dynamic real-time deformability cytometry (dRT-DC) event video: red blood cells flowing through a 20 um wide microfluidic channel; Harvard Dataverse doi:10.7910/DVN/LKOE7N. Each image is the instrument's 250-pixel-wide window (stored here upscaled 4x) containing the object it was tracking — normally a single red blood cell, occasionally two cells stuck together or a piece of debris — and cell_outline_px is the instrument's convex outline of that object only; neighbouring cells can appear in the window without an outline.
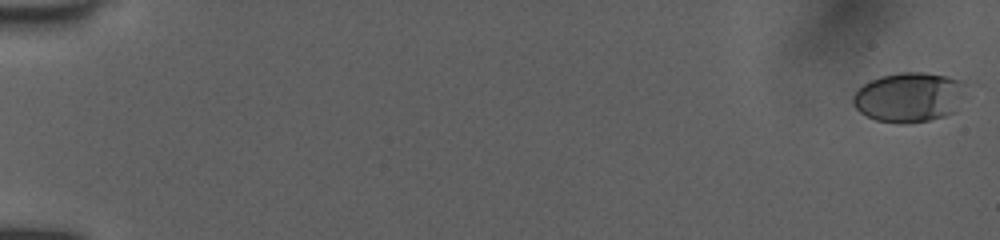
{"species": "human", "species_latin": "Homo sapiens", "temperature_condition": "room temperature", "stored_images_in_passage": 53, "camera_frame_rate_fps": 3000, "um_per_image_px": 0.085, "donor": {"sex": "female"}, "frame": {"image": 1, "passage_image": 1, "time_ms": 0.0, "image_size_px": [1000, 240], "cell_outline_px": [[964, 84], [956, 112], [944, 116], [928, 120], [908, 124], [896, 124], [876, 120], [860, 112], [856, 108], [852, 100], [852, 96], [864, 84], [880, 76], [904, 72], [920, 72], [948, 76], [964, 80]], "centroid_in_image_um": [77.26, 8.27], "position_along_channel_um": 7.7, "area_um2": 32.6}}
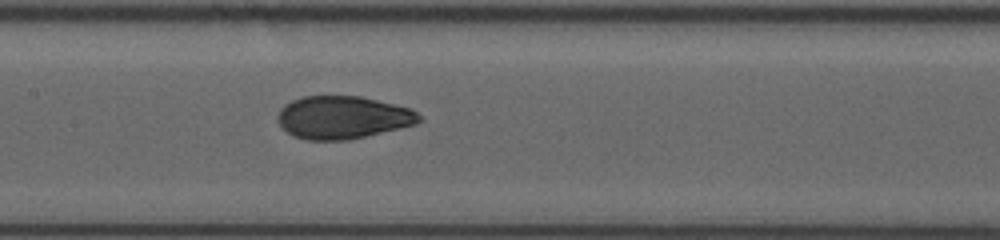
{"frame": {"image": 2, "passage_image": 28, "time_ms": 9.0, "image_size_px": [1000, 240], "cell_outline_px": [[424, 120], [416, 124], [348, 140], [308, 140], [292, 136], [280, 124], [276, 116], [280, 108], [284, 104], [292, 100], [304, 96], [360, 96], [412, 108]], "centroid_in_image_um": [29.13, 9.97], "position_along_channel_um": 178.3, "area_um2": 35.32}}
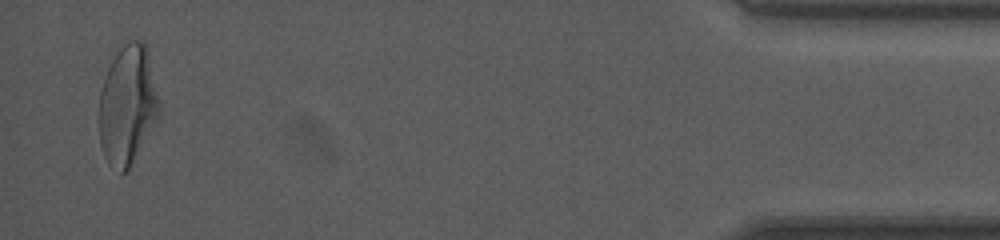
{"frame": {"image": 3, "passage_image": 52, "time_ms": 17.0, "image_size_px": [1000, 240], "cell_outline_px": [[160, 116], [128, 172], [120, 172], [108, 164], [104, 156], [100, 144], [100, 92], [104, 76], [112, 60], [120, 48], [128, 40], [144, 40], [148, 48], [160, 104]], "centroid_in_image_um": [10.87, 8.94], "position_along_channel_um": 424.3, "area_um2": 42.25}, "authors_computed_cell_mechanics": {"area_um2": 35.4892, "velocity_mm_per_s": 3.9909, "shape_relaxation_time_tau1_ms": 5.1074, "shape_relaxation_time_tau2_ms": 0.8293, "deformation_change_tau1": 0.184, "deformation_change_tau2": 0.0611}}